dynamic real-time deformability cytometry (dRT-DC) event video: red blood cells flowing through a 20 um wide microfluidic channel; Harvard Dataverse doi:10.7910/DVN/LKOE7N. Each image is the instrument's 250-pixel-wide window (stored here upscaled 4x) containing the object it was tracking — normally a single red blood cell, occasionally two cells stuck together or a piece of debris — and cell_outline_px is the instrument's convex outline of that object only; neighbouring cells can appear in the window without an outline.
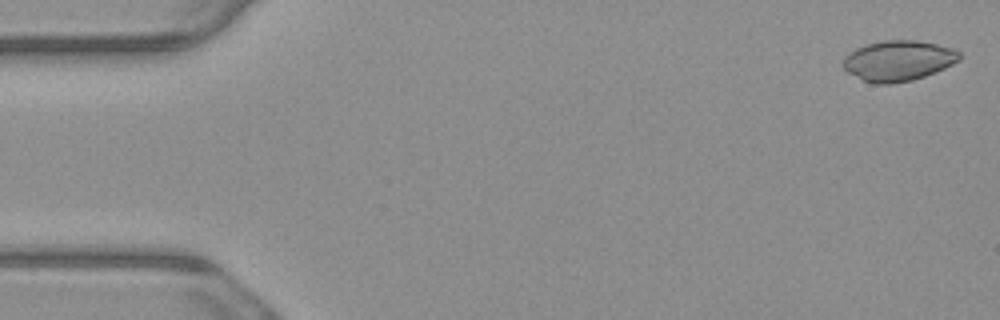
{"species": "common noctule bat (a hibernating species)", "species_latin": "Nyctalus noctula", "temperature_condition": "warm", "stored_images_in_passage": 5, "camera_frame_rate_fps": 3000, "um_per_image_px": 0.085, "animal": {"sex": "male", "body_mass_g": 23.1, "forearm_length_mm": 52.7}, "frame": {"image": 1, "passage_image": 1, "time_ms": 0.0, "image_size_px": [1000, 320], "cell_outline_px": [[960, 60], [936, 72], [912, 80], [892, 84], [872, 84], [848, 72], [840, 64], [844, 56], [856, 48], [868, 44], [884, 40], [916, 40], [936, 44], [952, 48], [960, 52]], "centroid_in_image_um": [76.34, 5.16], "position_along_channel_um": 8.7, "area_um2": 27.46}}